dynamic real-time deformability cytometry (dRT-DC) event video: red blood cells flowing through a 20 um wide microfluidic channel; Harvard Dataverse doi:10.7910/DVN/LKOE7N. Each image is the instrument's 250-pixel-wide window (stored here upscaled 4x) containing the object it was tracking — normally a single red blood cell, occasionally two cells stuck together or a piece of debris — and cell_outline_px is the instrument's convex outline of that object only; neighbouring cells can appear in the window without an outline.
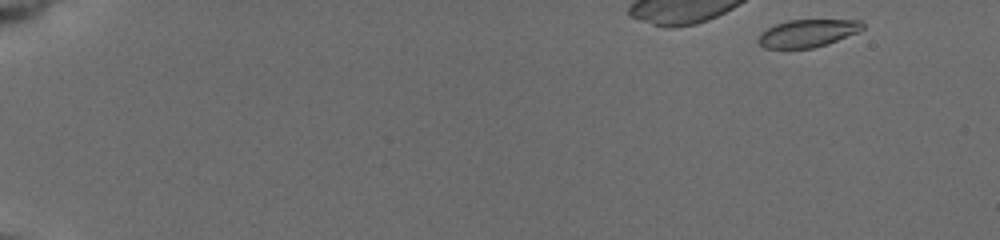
{"species": "common noctule bat (a hibernating species)", "species_latin": "Nyctalus noctula", "temperature_condition": "cold", "stored_images_in_passage": 20, "camera_frame_rate_fps": 3000, "um_per_image_px": 0.085, "animal": {"sex": "female", "body_mass_g": 19.5, "forearm_length_mm": 54.1}, "frame": {"image": 1, "passage_image": 1, "time_ms": 0.0, "image_size_px": [1000, 240], "cell_outline_px": [[864, 28], [856, 32], [828, 44], [812, 48], [764, 48], [756, 40], [760, 32], [772, 24], [788, 20], [860, 20], [864, 24]], "centroid_in_image_um": [68.58, 2.82], "position_along_channel_um": 16.4, "area_um2": 16.88}}